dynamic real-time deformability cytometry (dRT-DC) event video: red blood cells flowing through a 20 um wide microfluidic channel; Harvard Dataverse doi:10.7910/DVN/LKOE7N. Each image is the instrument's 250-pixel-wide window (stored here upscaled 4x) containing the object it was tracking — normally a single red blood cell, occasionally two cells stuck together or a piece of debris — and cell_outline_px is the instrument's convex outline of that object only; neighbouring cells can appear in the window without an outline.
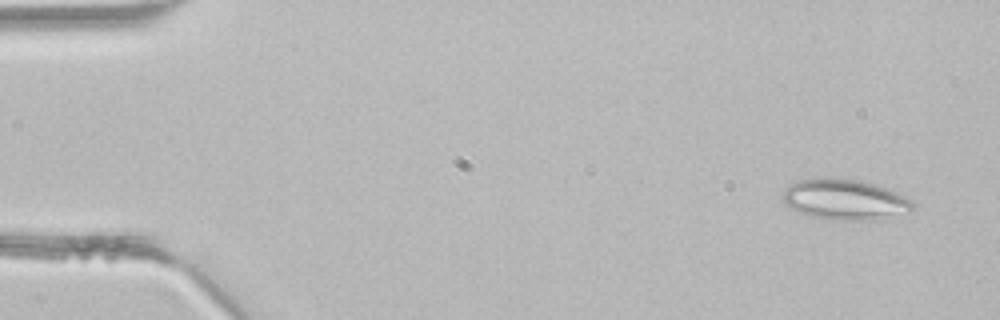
{"species": "common noctule bat (a hibernating species)", "species_latin": "Nyctalus noctula", "temperature_condition": "room temperature", "stored_images_in_passage": 4, "camera_frame_rate_fps": 3000, "um_per_image_px": 0.085, "animal": {"sex": "male", "body_mass_g": 21.5, "forearm_length_mm": 52.0}, "frame": {"image": 1, "passage_image": 1, "time_ms": 0.0, "image_size_px": [1000, 320], "cell_outline_px": [[916, 204], [912, 212], [872, 220], [828, 220], [812, 216], [800, 212], [784, 204], [784, 188], [796, 180], [824, 176], [860, 180], [876, 184], [896, 192], [912, 200]], "centroid_in_image_um": [71.82, 16.94], "position_along_channel_um": 13.2, "area_um2": 31.21}}